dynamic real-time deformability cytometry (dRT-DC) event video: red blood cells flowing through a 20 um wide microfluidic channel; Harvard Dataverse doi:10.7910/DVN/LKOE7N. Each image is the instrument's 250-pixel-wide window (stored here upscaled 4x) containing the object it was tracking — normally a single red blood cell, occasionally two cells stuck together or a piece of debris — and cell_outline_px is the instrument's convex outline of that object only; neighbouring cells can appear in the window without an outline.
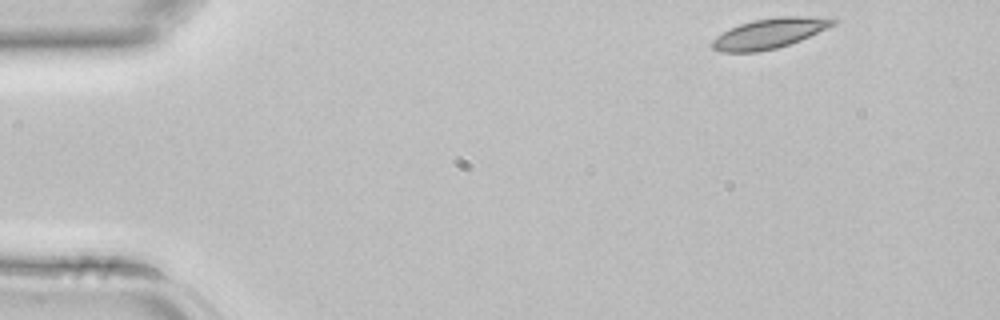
{"species": "common noctule bat (a hibernating species)", "species_latin": "Nyctalus noctula", "temperature_condition": "room temperature", "stored_images_in_passage": 3, "camera_frame_rate_fps": 3000, "um_per_image_px": 0.085, "animal": {"sex": "female", "body_mass_g": 22.7, "forearm_length_mm": 54.2}, "frame": {"image": 1, "passage_image": 1, "time_ms": 0.0, "image_size_px": [1000, 320], "cell_outline_px": [[840, 20], [836, 24], [800, 40], [776, 48], [756, 52], [720, 52], [712, 48], [708, 44], [716, 36], [740, 24], [752, 20], [776, 16], [836, 16]], "centroid_in_image_um": [65.47, 2.81], "position_along_channel_um": 19.5, "area_um2": 21.56}}